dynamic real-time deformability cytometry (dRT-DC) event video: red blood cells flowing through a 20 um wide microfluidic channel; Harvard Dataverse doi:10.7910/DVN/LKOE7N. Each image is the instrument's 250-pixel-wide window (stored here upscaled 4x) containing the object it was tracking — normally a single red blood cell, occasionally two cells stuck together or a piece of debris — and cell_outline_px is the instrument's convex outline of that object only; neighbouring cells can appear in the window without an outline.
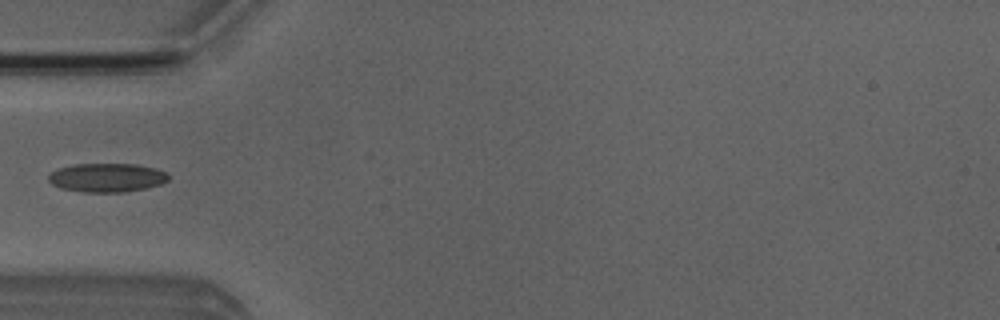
{"species": "Egyptian fruit bat (a non-hibernating species)", "species_latin": "Rousettus aegyptiacus", "temperature_condition": "room temperature", "stored_images_in_passage": 3, "camera_frame_rate_fps": 3000, "um_per_image_px": 0.085, "animal": {"sex": "male"}, "frame": {"image": 1, "passage_image": 3, "time_ms": 2.333, "image_size_px": [1000, 320], "cell_outline_px": [[168, 180], [160, 184], [148, 188], [124, 192], [80, 192], [60, 188], [52, 184], [48, 180], [48, 176], [52, 172], [60, 168], [72, 164], [136, 164], [156, 168], [164, 172], [168, 176]], "centroid_in_image_um": [9.07, 15.1], "position_along_channel_um": 75.9, "area_um2": 20.17}}